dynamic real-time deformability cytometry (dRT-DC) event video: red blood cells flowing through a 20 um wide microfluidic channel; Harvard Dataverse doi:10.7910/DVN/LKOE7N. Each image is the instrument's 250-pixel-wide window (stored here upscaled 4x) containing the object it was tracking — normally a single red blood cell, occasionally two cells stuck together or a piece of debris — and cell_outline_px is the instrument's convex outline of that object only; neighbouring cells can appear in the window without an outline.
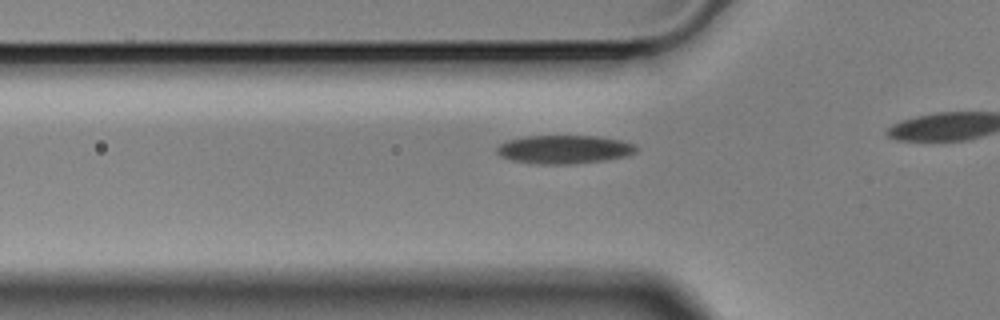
{"species": "Egyptian fruit bat (a non-hibernating species)", "species_latin": "Rousettus aegyptiacus", "temperature_condition": "cold", "stored_images_in_passage": 12, "camera_frame_rate_fps": 3000, "um_per_image_px": 0.085, "animal": {"sex": "male"}, "frame": {"image": 1, "passage_image": 3, "time_ms": 0.667, "image_size_px": [1000, 320], "cell_outline_px": [[636, 152], [628, 156], [600, 160], [568, 164], [540, 164], [512, 160], [500, 156], [496, 152], [496, 148], [500, 144], [508, 140], [524, 136], [600, 136], [620, 140], [636, 144]], "centroid_in_image_um": [47.95, 12.69], "position_along_channel_um": 77.9, "area_um2": 23.0}}
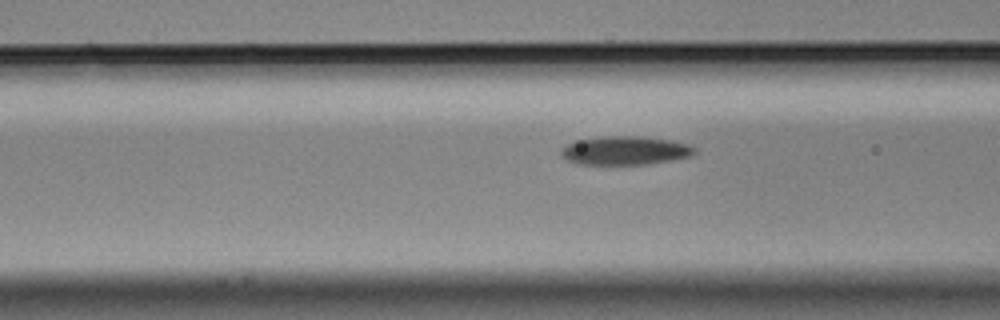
{"frame": {"image": 2, "passage_image": 6, "time_ms": 1.667, "image_size_px": [1000, 320], "cell_outline_px": [[696, 152], [692, 156], [672, 160], [648, 164], [576, 164], [560, 156], [560, 148], [576, 140], [604, 136], [640, 136], [668, 140], [688, 144], [696, 148]], "centroid_in_image_um": [53.11, 12.8], "position_along_channel_um": 113.5, "area_um2": 22.37}}
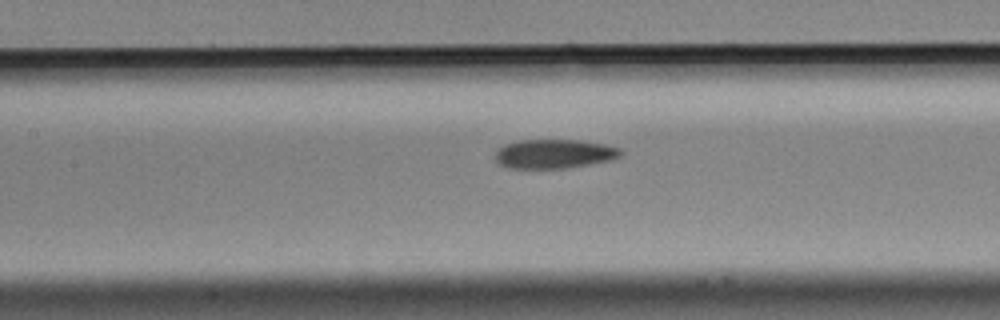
{"frame": {"image": 3, "passage_image": 10, "time_ms": 3.0, "image_size_px": [1000, 320], "cell_outline_px": [[624, 152], [620, 156], [612, 160], [564, 168], [508, 168], [500, 164], [496, 160], [496, 152], [504, 144], [516, 140], [580, 140], [604, 144], [620, 148]], "centroid_in_image_um": [47.12, 13.07], "position_along_channel_um": 160.3, "area_um2": 21.27}}